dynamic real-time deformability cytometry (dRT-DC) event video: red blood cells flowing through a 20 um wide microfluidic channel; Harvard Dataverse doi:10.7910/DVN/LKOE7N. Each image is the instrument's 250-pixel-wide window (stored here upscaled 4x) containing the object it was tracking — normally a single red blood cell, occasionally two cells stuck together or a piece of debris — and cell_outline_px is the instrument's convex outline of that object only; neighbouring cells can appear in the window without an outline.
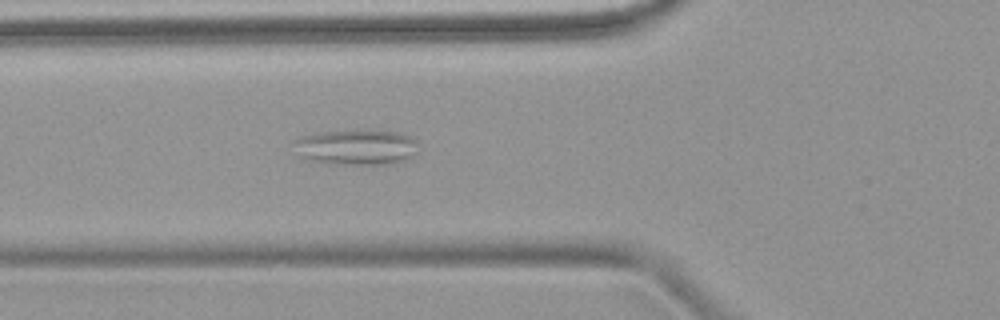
{"species": "common noctule bat (a hibernating species)", "species_latin": "Nyctalus noctula", "temperature_condition": "warm", "stored_images_in_passage": 5, "camera_frame_rate_fps": 3000, "um_per_image_px": 0.085, "animal": {"sex": "female", "body_mass_g": 18.4}, "frame": {"image": 1, "passage_image": 5, "time_ms": 4.667, "image_size_px": [1000, 320], "cell_outline_px": [[416, 152], [412, 156], [404, 160], [392, 164], [328, 164], [304, 160], [300, 156], [292, 140], [304, 136], [324, 132], [368, 128], [372, 128], [396, 132], [408, 136], [416, 140]], "centroid_in_image_um": [30.28, 12.5], "position_along_channel_um": 95.5, "area_um2": 26.18}}